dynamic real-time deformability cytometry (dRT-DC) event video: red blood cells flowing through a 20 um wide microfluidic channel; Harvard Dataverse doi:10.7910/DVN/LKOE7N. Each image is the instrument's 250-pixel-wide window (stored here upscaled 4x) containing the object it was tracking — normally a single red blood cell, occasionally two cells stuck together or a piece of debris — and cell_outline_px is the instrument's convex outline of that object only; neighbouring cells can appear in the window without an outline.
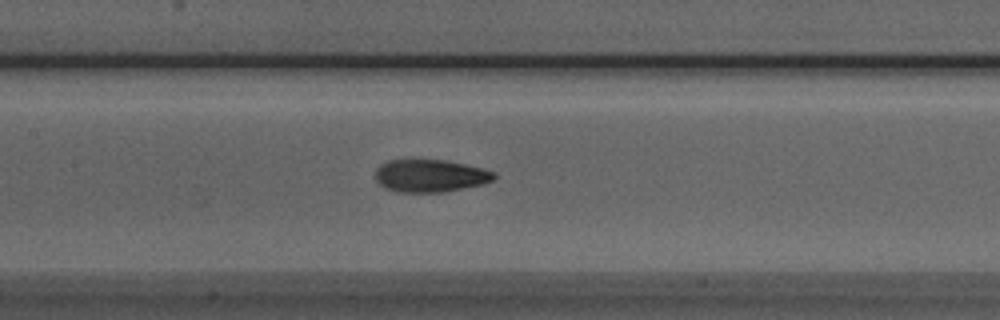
{"species": "Egyptian fruit bat (a non-hibernating species)", "species_latin": "Rousettus aegyptiacus", "temperature_condition": "room temperature", "stored_images_in_passage": 31, "camera_frame_rate_fps": 3000, "um_per_image_px": 0.085, "animal": {"sex": "male"}, "frame": {"image": 1, "passage_image": 10, "time_ms": 3.0, "image_size_px": [1000, 320], "cell_outline_px": [[496, 176], [492, 180], [484, 184], [444, 192], [396, 192], [384, 188], [376, 180], [376, 168], [380, 164], [388, 160], [448, 160], [484, 168], [496, 172]], "centroid_in_image_um": [36.58, 14.94], "position_along_channel_um": 170.8, "area_um2": 22.77}}
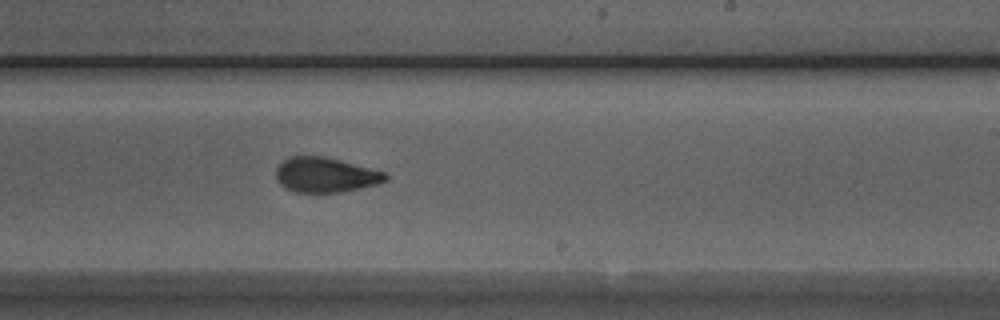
{"frame": {"image": 2, "passage_image": 17, "time_ms": 5.333, "image_size_px": [1000, 320], "cell_outline_px": [[388, 180], [380, 184], [340, 192], [296, 192], [284, 188], [276, 180], [276, 168], [288, 156], [324, 156], [340, 160], [384, 172], [388, 176]], "centroid_in_image_um": [27.65, 14.87], "position_along_channel_um": 261.3, "area_um2": 22.31}}
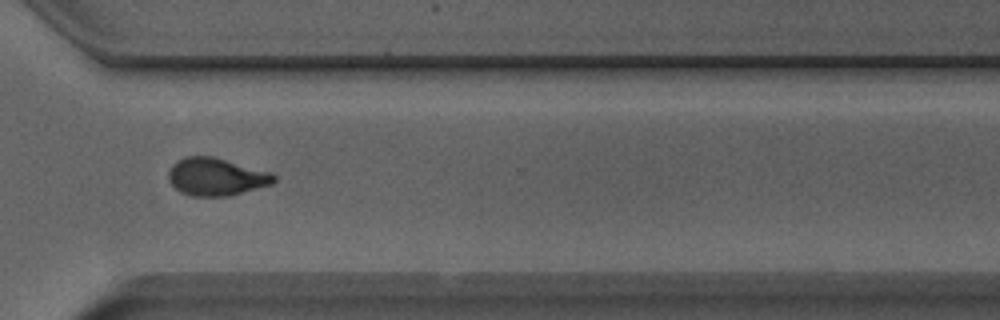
{"frame": {"image": 3, "passage_image": 24, "time_ms": 7.667, "image_size_px": [1000, 320], "cell_outline_px": [[276, 180], [272, 184], [228, 196], [192, 196], [180, 192], [168, 180], [168, 172], [172, 164], [176, 160], [184, 156], [212, 156], [272, 172], [276, 176]], "centroid_in_image_um": [18.36, 15.01], "position_along_channel_um": 352.2, "area_um2": 23.24}, "authors_computed_cell_mechanics": {"area_um2": 23.0622, "velocity_mm_per_s": 3.8912, "shape_relaxation_time_tau1_ms": 4.2432, "shape_relaxation_time_tau2_ms": 1.5679, "deformation_change_tau1": 0.168, "deformation_change_tau2": 0.0754}}